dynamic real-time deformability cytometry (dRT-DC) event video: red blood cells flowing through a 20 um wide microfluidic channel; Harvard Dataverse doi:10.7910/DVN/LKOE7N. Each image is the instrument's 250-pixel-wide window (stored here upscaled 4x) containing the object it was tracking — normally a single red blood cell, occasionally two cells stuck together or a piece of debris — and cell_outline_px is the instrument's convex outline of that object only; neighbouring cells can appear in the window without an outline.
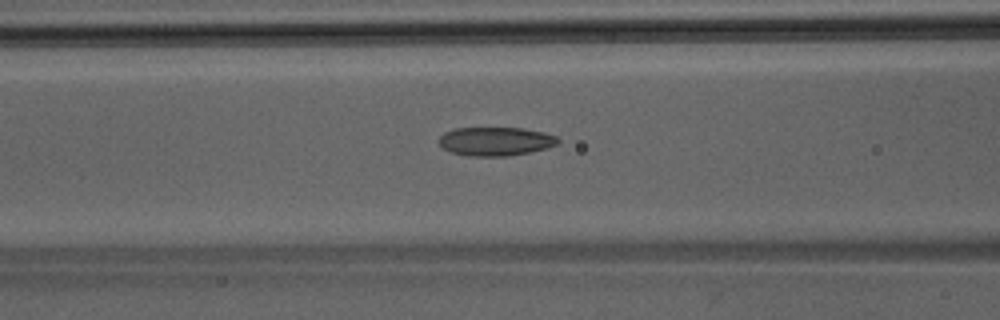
{"species": "Egyptian fruit bat (a non-hibernating species)", "species_latin": "Rousettus aegyptiacus", "temperature_condition": "room temperature", "stored_images_in_passage": 31, "camera_frame_rate_fps": 3000, "um_per_image_px": 0.085, "animal": {"sex": "male"}, "frame": {"image": 1, "passage_image": 10, "time_ms": 3.0, "image_size_px": [1000, 320], "cell_outline_px": [[560, 144], [548, 148], [508, 156], [468, 156], [452, 152], [444, 148], [440, 144], [440, 136], [444, 132], [456, 128], [524, 128], [544, 132], [556, 136], [560, 140]], "centroid_in_image_um": [42.17, 12.01], "position_along_channel_um": 124.4, "area_um2": 19.94}}
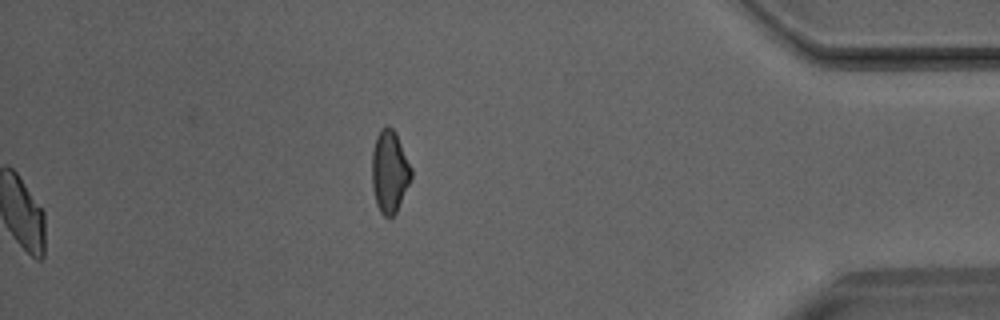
{"frame": {"image": 2, "passage_image": 31, "time_ms": 10.0, "image_size_px": [1000, 320], "cell_outline_px": [[412, 180], [396, 212], [392, 216], [384, 216], [380, 212], [376, 204], [372, 188], [372, 152], [376, 136], [380, 128], [388, 124], [392, 128], [412, 168]], "centroid_in_image_um": [33.11, 14.6], "position_along_channel_um": 402.1, "area_um2": 18.9}}